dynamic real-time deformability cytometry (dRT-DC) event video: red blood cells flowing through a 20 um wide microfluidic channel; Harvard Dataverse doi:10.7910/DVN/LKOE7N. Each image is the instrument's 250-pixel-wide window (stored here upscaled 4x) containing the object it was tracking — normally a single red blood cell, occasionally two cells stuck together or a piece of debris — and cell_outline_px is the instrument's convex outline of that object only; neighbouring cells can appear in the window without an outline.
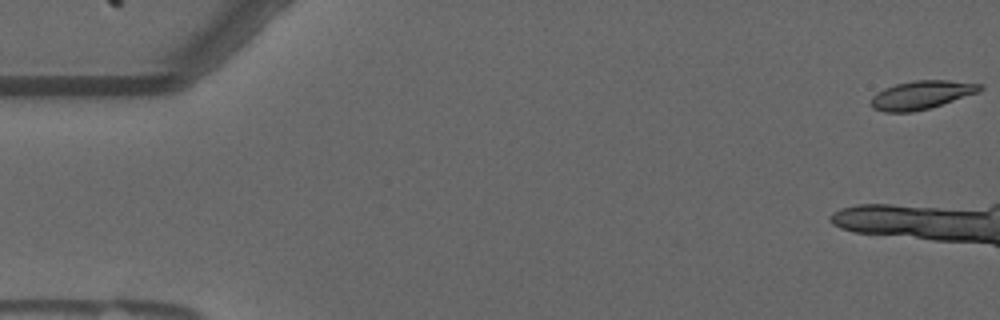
{"species": "common noctule bat (a hibernating species)", "species_latin": "Nyctalus noctula", "temperature_condition": "warm", "stored_images_in_passage": 7, "camera_frame_rate_fps": 3000, "um_per_image_px": 0.085, "animal": {"sex": "male", "forearm_length_mm": 52.5}, "frame": {"image": 1, "passage_image": 1, "time_ms": 0.0, "image_size_px": [1000, 320], "cell_outline_px": [[984, 88], [980, 92], [928, 108], [912, 112], [884, 112], [872, 108], [868, 104], [872, 96], [876, 92], [884, 88], [896, 84], [916, 80], [948, 80], [984, 84]], "centroid_in_image_um": [78.31, 8.06], "position_along_channel_um": 6.7, "area_um2": 18.21}}